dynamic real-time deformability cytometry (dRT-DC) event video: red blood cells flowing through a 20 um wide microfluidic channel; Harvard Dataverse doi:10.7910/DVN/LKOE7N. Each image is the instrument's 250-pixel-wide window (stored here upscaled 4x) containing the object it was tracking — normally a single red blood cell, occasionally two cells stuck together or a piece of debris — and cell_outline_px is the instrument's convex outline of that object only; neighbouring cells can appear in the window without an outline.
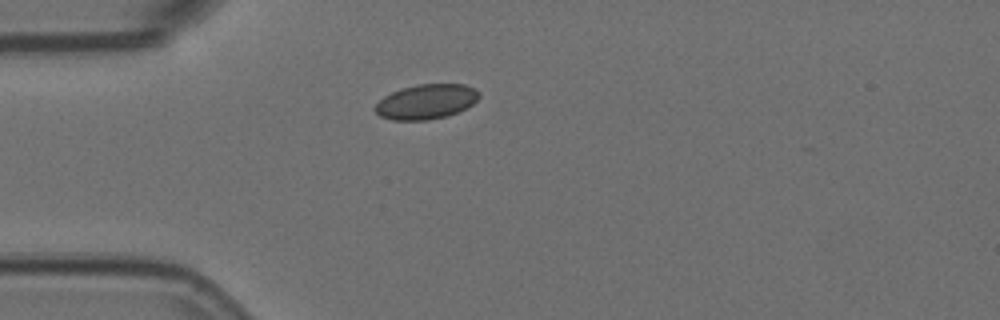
{"species": "Egyptian fruit bat (a non-hibernating species)", "species_latin": "Rousettus aegyptiacus", "temperature_condition": "room temperature", "stored_images_in_passage": 1, "camera_frame_rate_fps": 3000, "um_per_image_px": 0.085, "animal": {"sex": "female"}, "frame": {"image": 1, "passage_image": 1, "time_ms": 0.0, "image_size_px": [1000, 320], "cell_outline_px": [[480, 96], [472, 104], [448, 116], [428, 120], [392, 120], [380, 116], [372, 108], [384, 96], [392, 92], [416, 84], [464, 84], [476, 88], [480, 92]], "centroid_in_image_um": [36.23, 8.64], "position_along_channel_um": 48.8, "area_um2": 21.1}}